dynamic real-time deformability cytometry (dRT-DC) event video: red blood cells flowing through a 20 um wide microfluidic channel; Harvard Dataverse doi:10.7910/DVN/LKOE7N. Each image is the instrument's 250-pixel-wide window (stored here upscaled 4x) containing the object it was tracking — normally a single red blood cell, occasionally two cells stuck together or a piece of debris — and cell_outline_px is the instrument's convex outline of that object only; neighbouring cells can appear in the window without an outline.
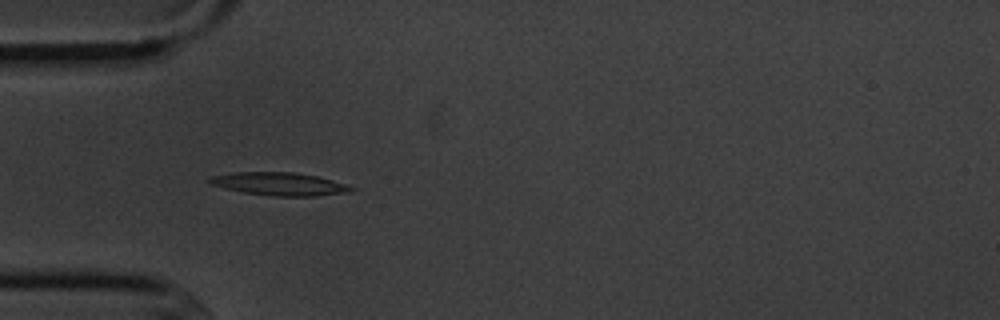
{"species": "common noctule bat (a hibernating species)", "species_latin": "Nyctalus noctula", "temperature_condition": "cold", "stored_images_in_passage": 12, "camera_frame_rate_fps": 3000, "um_per_image_px": 0.085, "animal": {"sex": "male", "body_mass_g": 20.1, "forearm_length_mm": 53.5}, "frame": {"image": 1, "passage_image": 4, "time_ms": 4.333, "image_size_px": [1000, 320], "cell_outline_px": [[356, 188], [348, 192], [316, 196], [272, 196], [244, 192], [224, 188], [208, 184], [208, 176], [236, 172], [292, 172], [316, 176], [332, 180]], "centroid_in_image_um": [23.69, 15.63], "position_along_channel_um": 61.3, "area_um2": 18.9}}
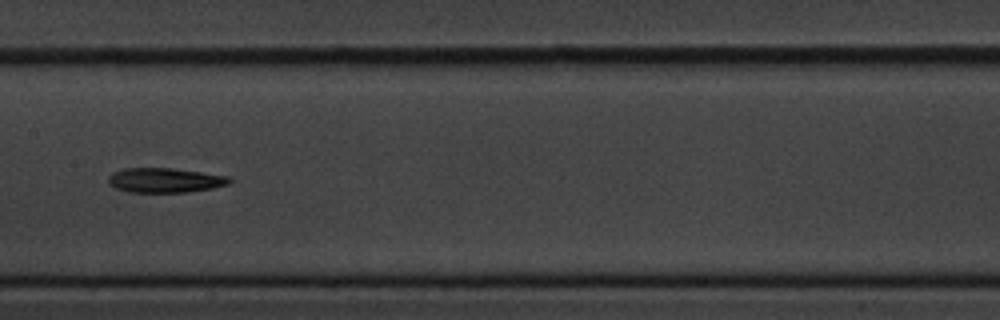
{"frame": {"image": 2, "passage_image": 7, "time_ms": 8.0, "image_size_px": [1000, 320], "cell_outline_px": [[232, 180], [228, 184], [212, 188], [184, 192], [128, 192], [116, 188], [108, 184], [108, 176], [112, 172], [124, 168], [172, 168], [228, 176]], "centroid_in_image_um": [13.97, 15.32], "position_along_channel_um": 193.4, "area_um2": 17.34}}
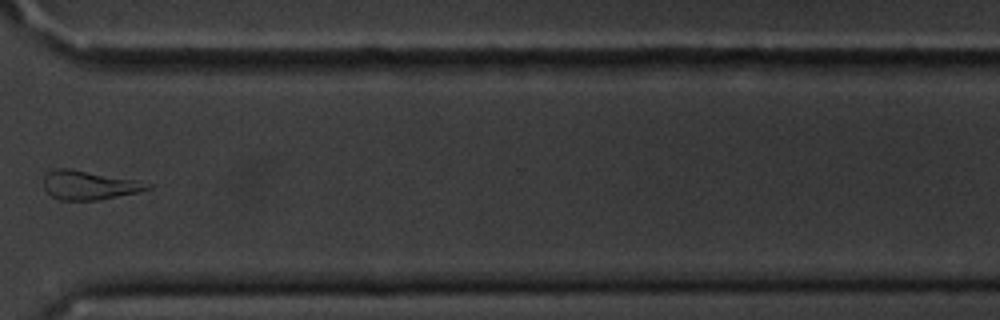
{"frame": {"image": 3, "passage_image": 11, "time_ms": 12.667, "image_size_px": [1000, 320], "cell_outline_px": [[152, 188], [136, 192], [96, 200], [60, 200], [52, 196], [44, 188], [44, 176], [48, 172], [56, 168], [68, 168], [136, 180], [152, 184]], "centroid_in_image_um": [7.54, 15.73], "position_along_channel_um": 363.1, "area_um2": 17.22}, "authors_computed_cell_mechanics": {"area_um2": 17.2822, "velocity_mm_per_s": 3.642, "shape_relaxation_time_tau1_ms": 7.5359, "shape_relaxation_time_tau2_ms": null, "deformation_change_tau1": 0.2404, "deformation_change_tau2": null}}